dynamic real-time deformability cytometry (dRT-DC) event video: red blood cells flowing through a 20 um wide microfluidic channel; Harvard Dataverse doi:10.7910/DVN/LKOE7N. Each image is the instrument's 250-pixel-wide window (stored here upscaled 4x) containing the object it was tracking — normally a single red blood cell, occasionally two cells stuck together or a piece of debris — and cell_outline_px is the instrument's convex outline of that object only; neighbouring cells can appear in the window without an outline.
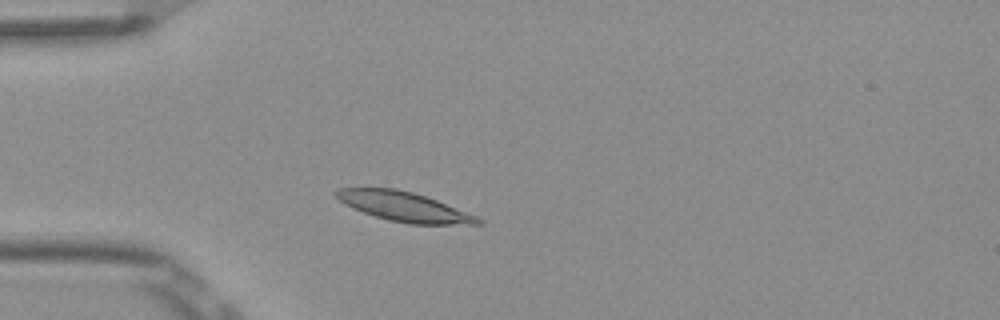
{"species": "Egyptian fruit bat (a non-hibernating species)", "species_latin": "Rousettus aegyptiacus", "temperature_condition": "room temperature", "stored_images_in_passage": 4, "camera_frame_rate_fps": 3000, "um_per_image_px": 0.085, "frame": {"image": 1, "passage_image": 3, "time_ms": 0.667, "image_size_px": [1000, 320], "cell_outline_px": [[484, 224], [408, 224], [376, 216], [352, 208], [344, 204], [332, 192], [340, 188], [396, 188], [412, 192], [436, 200], [476, 216], [484, 220]], "centroid_in_image_um": [34.33, 17.56], "position_along_channel_um": 50.7, "area_um2": 23.99}}